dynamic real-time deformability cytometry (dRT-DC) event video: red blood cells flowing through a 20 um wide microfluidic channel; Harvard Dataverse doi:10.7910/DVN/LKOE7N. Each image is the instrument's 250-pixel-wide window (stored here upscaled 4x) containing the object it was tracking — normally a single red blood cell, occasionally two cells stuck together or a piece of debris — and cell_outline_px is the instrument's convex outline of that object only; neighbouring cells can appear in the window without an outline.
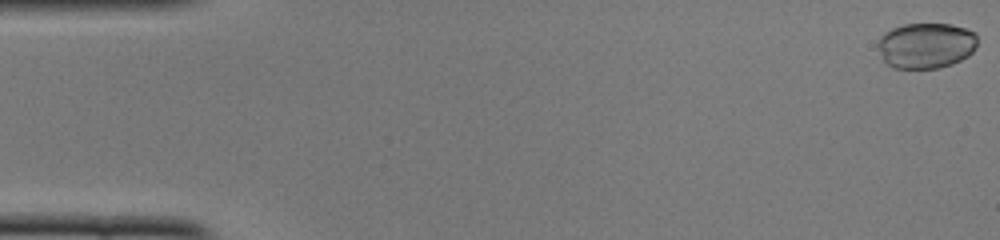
{"species": "common noctule bat (a hibernating species)", "species_latin": "Nyctalus noctula", "temperature_condition": "cold", "stored_images_in_passage": 50, "camera_frame_rate_fps": 3000, "um_per_image_px": 0.085, "animal": {"sex": "female", "body_mass_g": 22.0, "forearm_length_mm": 56.7}, "frame": {"image": 1, "passage_image": 1, "time_ms": 0.0, "image_size_px": [1000, 240], "cell_outline_px": [[976, 44], [972, 52], [968, 56], [952, 64], [940, 68], [892, 68], [884, 60], [880, 48], [880, 36], [884, 32], [892, 28], [904, 24], [952, 24], [976, 32]], "centroid_in_image_um": [78.74, 3.86], "position_along_channel_um": 6.3, "area_um2": 26.3}}
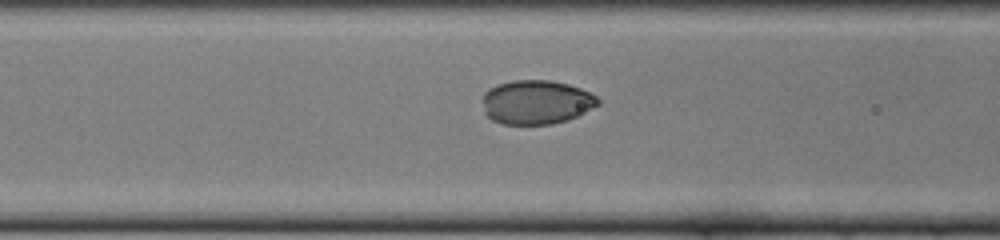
{"frame": {"image": 2, "passage_image": 20, "time_ms": 6.333, "image_size_px": [1000, 240], "cell_outline_px": [[600, 104], [568, 120], [552, 124], [500, 124], [492, 120], [484, 112], [484, 92], [488, 88], [496, 84], [512, 80], [552, 80], [568, 84], [580, 88], [596, 96], [600, 100]], "centroid_in_image_um": [45.58, 8.68], "position_along_channel_um": 121.0, "area_um2": 29.77}}
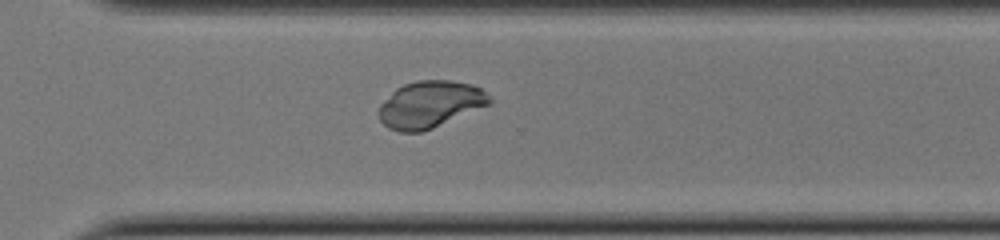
{"frame": {"image": 3, "passage_image": 36, "time_ms": 11.667, "image_size_px": [1000, 240], "cell_outline_px": [[492, 104], [424, 132], [400, 132], [388, 128], [380, 120], [380, 104], [396, 88], [404, 84], [416, 80], [452, 80], [472, 84], [480, 88], [492, 96]], "centroid_in_image_um": [36.6, 8.87], "position_along_channel_um": 334.0, "area_um2": 30.52}, "authors_computed_cell_mechanics": {"area_um2": 29.4491, "velocity_mm_per_s": 3.9973, "shape_relaxation_time_tau1_ms": 1.7353, "shape_relaxation_time_tau2_ms": null, "deformation_change_tau1": 0.0363, "deformation_change_tau2": null}}